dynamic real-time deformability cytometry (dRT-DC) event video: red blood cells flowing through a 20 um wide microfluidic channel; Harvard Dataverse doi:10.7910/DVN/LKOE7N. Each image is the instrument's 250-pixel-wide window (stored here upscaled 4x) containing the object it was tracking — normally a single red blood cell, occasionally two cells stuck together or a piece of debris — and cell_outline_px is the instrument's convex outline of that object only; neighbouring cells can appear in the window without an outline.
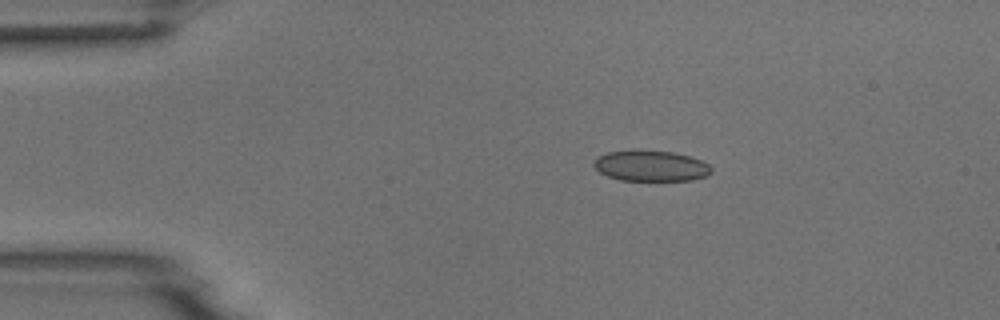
{"species": "common noctule bat (a hibernating species)", "species_latin": "Nyctalus noctula", "temperature_condition": "room temperature", "stored_images_in_passage": 7, "camera_frame_rate_fps": 3000, "um_per_image_px": 0.085, "animal": {"sex": "male", "body_mass_g": 18.8}, "frame": {"image": 1, "passage_image": 2, "time_ms": 1.333, "image_size_px": [1000, 320], "cell_outline_px": [[712, 172], [708, 176], [692, 180], [620, 180], [608, 176], [600, 172], [592, 164], [600, 156], [608, 152], [632, 148], [636, 148], [672, 152], [688, 156], [700, 160], [708, 164], [712, 168]], "centroid_in_image_um": [55.32, 14.07], "position_along_channel_um": 29.7, "area_um2": 21.33}}
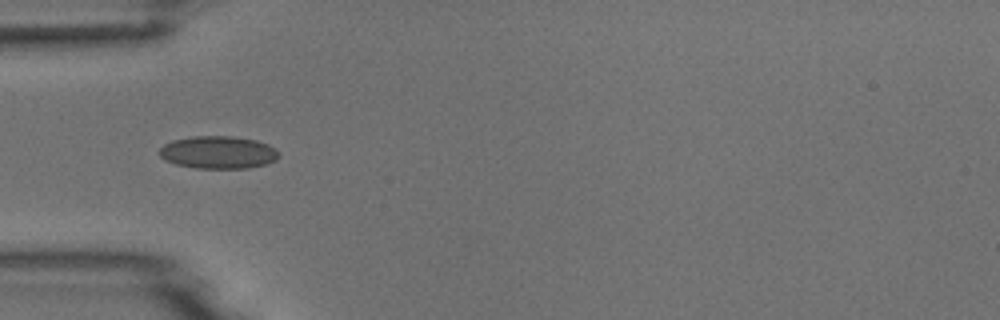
{"frame": {"image": 2, "passage_image": 4, "time_ms": 3.667, "image_size_px": [1000, 320], "cell_outline_px": [[280, 156], [276, 160], [264, 164], [248, 168], [196, 168], [176, 164], [164, 160], [160, 156], [160, 148], [164, 144], [172, 140], [192, 136], [232, 136], [256, 140], [268, 144], [276, 148], [280, 152]], "centroid_in_image_um": [18.56, 12.94], "position_along_channel_um": 66.4, "area_um2": 22.83}}